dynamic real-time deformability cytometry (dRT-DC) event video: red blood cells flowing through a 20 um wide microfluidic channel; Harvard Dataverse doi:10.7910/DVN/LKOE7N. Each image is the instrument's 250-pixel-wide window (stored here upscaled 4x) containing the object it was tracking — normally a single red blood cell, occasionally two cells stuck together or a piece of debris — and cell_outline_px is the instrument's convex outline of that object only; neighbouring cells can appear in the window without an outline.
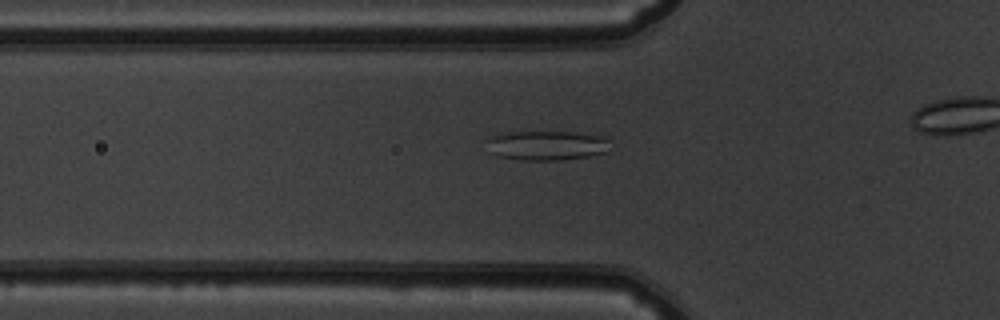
{"species": "common noctule bat (a hibernating species)", "species_latin": "Nyctalus noctula", "temperature_condition": "warm", "stored_images_in_passage": 32, "camera_frame_rate_fps": 3000, "um_per_image_px": 0.085, "animal": {"sex": "male", "body_mass_g": 19.5, "forearm_length_mm": 54.6}, "frame": {"image": 1, "passage_image": 14, "time_ms": 4.333, "image_size_px": [1000, 320], "cell_outline_px": [[608, 152], [588, 156], [560, 160], [520, 160], [496, 156], [488, 152], [488, 136], [508, 132], [576, 132], [600, 136], [608, 140]], "centroid_in_image_um": [46.42, 12.37], "position_along_channel_um": 79.4, "area_um2": 21.33}}